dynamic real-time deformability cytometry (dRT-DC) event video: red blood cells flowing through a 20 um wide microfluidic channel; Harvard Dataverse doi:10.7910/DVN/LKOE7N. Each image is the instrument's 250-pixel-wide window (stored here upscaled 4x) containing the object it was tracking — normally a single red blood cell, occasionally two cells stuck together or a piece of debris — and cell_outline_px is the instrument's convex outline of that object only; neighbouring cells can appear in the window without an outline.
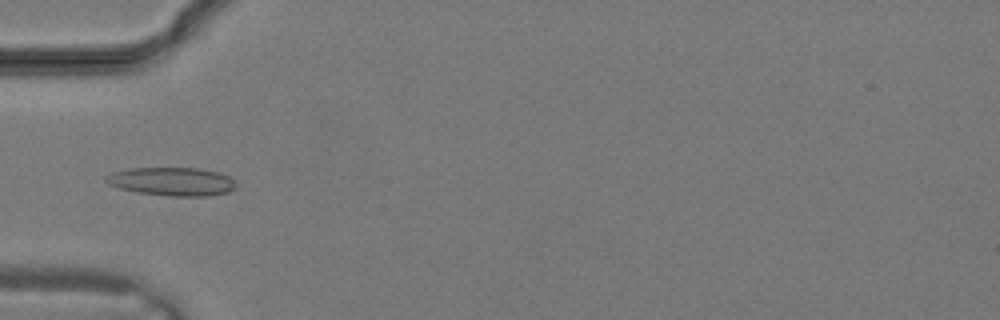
{"species": "common noctule bat (a hibernating species)", "species_latin": "Nyctalus noctula", "temperature_condition": "warm", "stored_images_in_passage": 25, "camera_frame_rate_fps": 3000, "um_per_image_px": 0.085, "animal": {"sex": "male", "body_mass_g": 19.2, "forearm_length_mm": 51.8}, "frame": {"image": 1, "passage_image": 7, "time_ms": 2.0, "image_size_px": [1000, 320], "cell_outline_px": [[236, 184], [228, 192], [208, 196], [172, 196], [136, 192], [120, 188], [108, 184], [104, 180], [104, 176], [112, 172], [132, 168], [196, 168], [220, 172], [228, 176]], "centroid_in_image_um": [14.58, 15.42], "position_along_channel_um": 70.4, "area_um2": 21.44}}
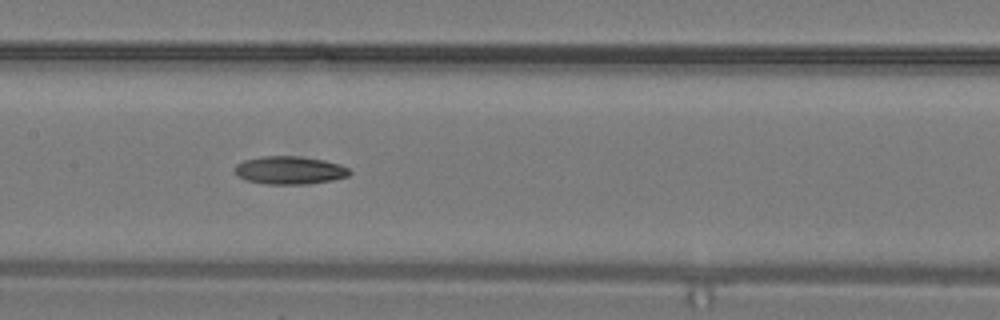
{"frame": {"image": 2, "passage_image": 12, "time_ms": 3.667, "image_size_px": [1000, 320], "cell_outline_px": [[352, 172], [348, 176], [332, 180], [304, 184], [264, 184], [244, 180], [236, 172], [236, 164], [244, 160], [264, 156], [300, 156], [324, 160], [340, 164], [348, 168]], "centroid_in_image_um": [24.64, 14.47], "position_along_channel_um": 182.8, "area_um2": 18.67}}
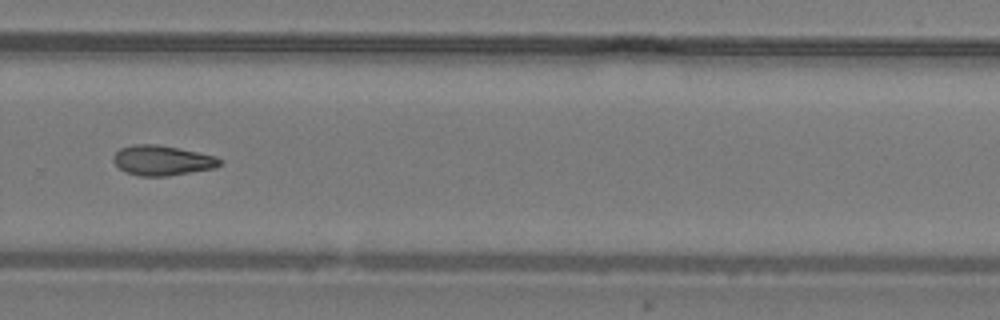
{"frame": {"image": 3, "passage_image": 18, "time_ms": 5.667, "image_size_px": [1000, 320], "cell_outline_px": [[220, 164], [216, 168], [168, 176], [140, 176], [128, 172], [120, 168], [112, 160], [112, 156], [120, 148], [136, 144], [156, 144], [216, 156], [220, 160]], "centroid_in_image_um": [13.77, 13.64], "position_along_channel_um": 316.0, "area_um2": 18.38}}